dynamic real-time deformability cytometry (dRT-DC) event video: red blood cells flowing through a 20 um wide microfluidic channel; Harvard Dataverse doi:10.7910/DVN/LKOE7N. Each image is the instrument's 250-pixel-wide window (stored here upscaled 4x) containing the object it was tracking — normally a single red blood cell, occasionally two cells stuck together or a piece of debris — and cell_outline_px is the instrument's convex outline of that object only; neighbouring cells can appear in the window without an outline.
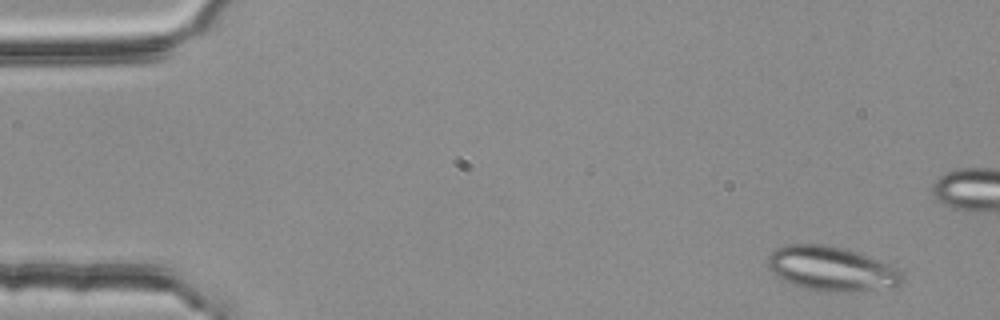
{"species": "common noctule bat (a hibernating species)", "species_latin": "Nyctalus noctula", "temperature_condition": "room temperature", "stored_images_in_passage": 5, "camera_frame_rate_fps": 3000, "um_per_image_px": 0.085, "animal": {"sex": "female", "body_mass_g": 25.1}, "frame": {"image": 1, "passage_image": 1, "time_ms": 0.0, "image_size_px": [1000, 320], "cell_outline_px": [[904, 280], [900, 288], [860, 292], [820, 292], [800, 288], [776, 276], [768, 268], [768, 256], [776, 248], [784, 244], [828, 244], [844, 248], [892, 264], [904, 272]], "centroid_in_image_um": [70.77, 22.88], "position_along_channel_um": 14.2, "area_um2": 36.13}}